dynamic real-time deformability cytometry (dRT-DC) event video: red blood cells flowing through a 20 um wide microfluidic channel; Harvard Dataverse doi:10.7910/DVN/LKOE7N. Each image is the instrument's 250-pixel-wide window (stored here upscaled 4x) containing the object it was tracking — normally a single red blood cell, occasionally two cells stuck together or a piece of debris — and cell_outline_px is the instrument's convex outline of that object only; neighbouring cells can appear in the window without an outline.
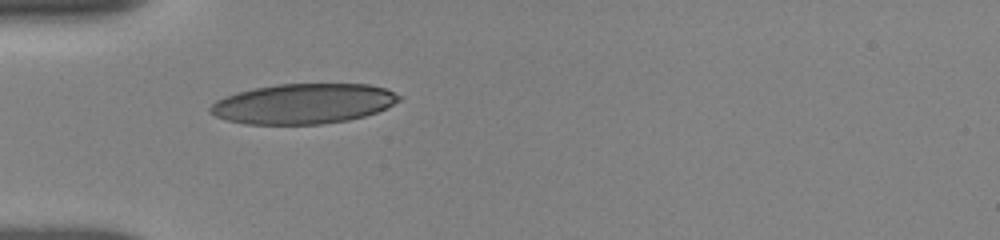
{"species": "human", "species_latin": "Homo sapiens", "temperature_condition": "room temperature", "stored_images_in_passage": 6, "camera_frame_rate_fps": 3000, "um_per_image_px": 0.085, "donor": {"sex": "female"}, "frame": {"image": 1, "passage_image": 1, "time_ms": 0.0, "image_size_px": [1000, 240], "cell_outline_px": [[404, 96], [400, 100], [376, 112], [364, 116], [348, 120], [320, 124], [244, 124], [228, 120], [216, 116], [208, 112], [208, 108], [216, 100], [224, 96], [236, 92], [252, 88], [276, 84], [368, 84], [384, 88]], "centroid_in_image_um": [25.75, 8.81], "position_along_channel_um": 59.3, "area_um2": 44.22}}
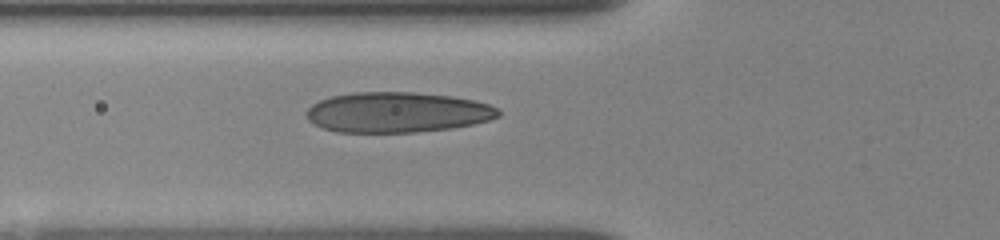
{"frame": {"image": 2, "passage_image": 5, "time_ms": 1.0, "image_size_px": [1000, 240], "cell_outline_px": [[500, 116], [488, 120], [472, 124], [452, 128], [416, 132], [336, 132], [324, 128], [308, 120], [308, 108], [312, 104], [320, 100], [332, 96], [352, 92], [412, 92], [452, 96], [472, 100], [488, 104], [496, 108], [500, 112]], "centroid_in_image_um": [33.77, 9.54], "position_along_channel_um": 92.0, "area_um2": 44.91}}